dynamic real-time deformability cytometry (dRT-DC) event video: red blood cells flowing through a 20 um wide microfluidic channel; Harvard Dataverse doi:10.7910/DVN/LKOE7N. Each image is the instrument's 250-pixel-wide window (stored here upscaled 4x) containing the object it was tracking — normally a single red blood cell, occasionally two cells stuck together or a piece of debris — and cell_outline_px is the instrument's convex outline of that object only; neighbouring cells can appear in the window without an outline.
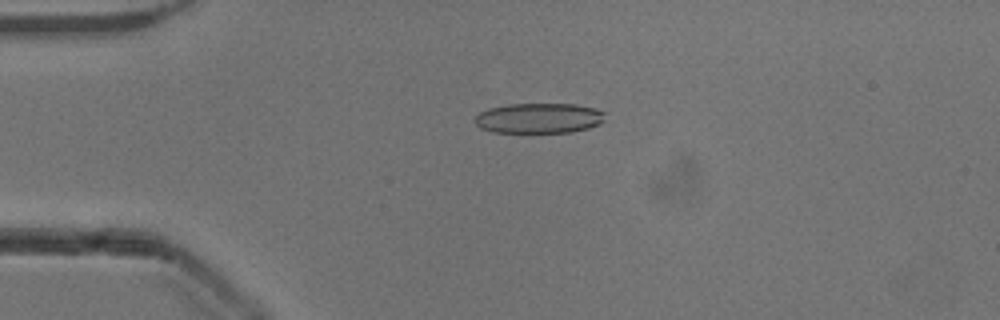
{"species": "common noctule bat (a hibernating species)", "species_latin": "Nyctalus noctula", "temperature_condition": "cold", "stored_images_in_passage": 52, "camera_frame_rate_fps": 3000, "um_per_image_px": 0.085, "animal": {"sex": "male", "body_mass_g": 13.3}, "frame": {"image": 1, "passage_image": 12, "time_ms": 3.667, "image_size_px": [1000, 320], "cell_outline_px": [[608, 120], [600, 124], [588, 128], [572, 132], [492, 132], [480, 128], [476, 124], [476, 116], [480, 112], [488, 108], [508, 104], [576, 104], [596, 108], [608, 112]], "centroid_in_image_um": [45.91, 10.04], "position_along_channel_um": 39.1, "area_um2": 23.29}}
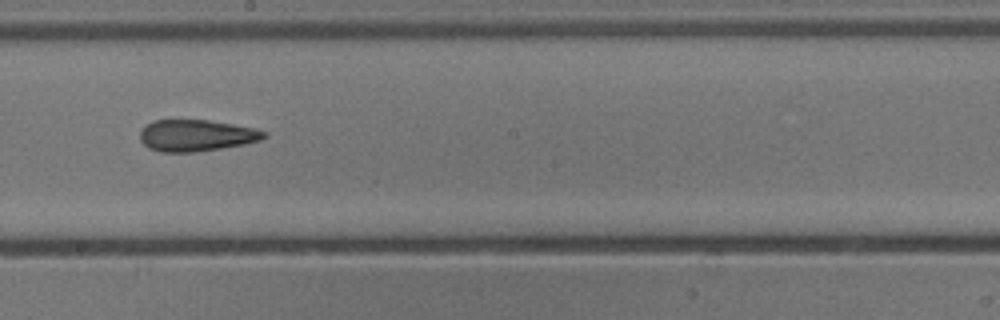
{"frame": {"image": 2, "passage_image": 29, "time_ms": 9.333, "image_size_px": [1000, 320], "cell_outline_px": [[268, 136], [260, 140], [244, 144], [220, 148], [192, 152], [160, 152], [148, 148], [140, 140], [140, 128], [144, 124], [156, 120], [208, 120], [256, 128], [268, 132]], "centroid_in_image_um": [16.67, 11.51], "position_along_channel_um": 231.5, "area_um2": 22.95}}
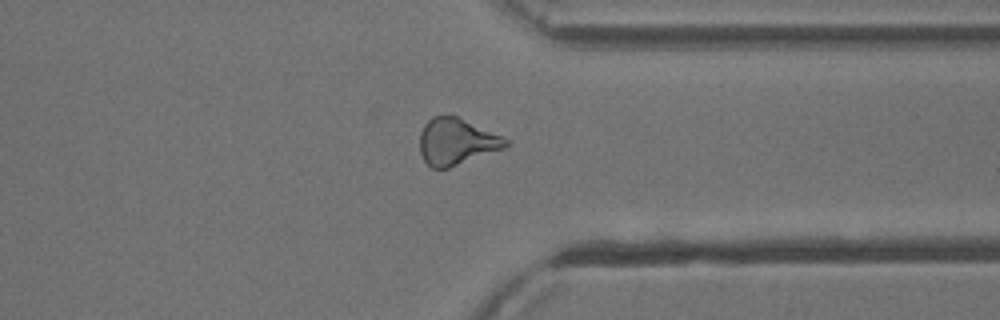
{"frame": {"image": 3, "passage_image": 40, "time_ms": 13.0, "image_size_px": [1000, 320], "cell_outline_px": [[512, 144], [504, 148], [448, 168], [432, 168], [424, 160], [420, 152], [420, 132], [424, 124], [432, 116], [456, 116], [500, 136], [508, 140]], "centroid_in_image_um": [38.77, 12.04], "position_along_channel_um": 372.6, "area_um2": 22.89}, "authors_computed_cell_mechanics": {"area_um2": 23.5246, "velocity_mm_per_s": 3.9223, "shape_relaxation_time_tau1_ms": 11.2714, "shape_relaxation_time_tau2_ms": 3.5491, "deformation_change_tau1": 0.2199, "deformation_change_tau2": 0.1288}}